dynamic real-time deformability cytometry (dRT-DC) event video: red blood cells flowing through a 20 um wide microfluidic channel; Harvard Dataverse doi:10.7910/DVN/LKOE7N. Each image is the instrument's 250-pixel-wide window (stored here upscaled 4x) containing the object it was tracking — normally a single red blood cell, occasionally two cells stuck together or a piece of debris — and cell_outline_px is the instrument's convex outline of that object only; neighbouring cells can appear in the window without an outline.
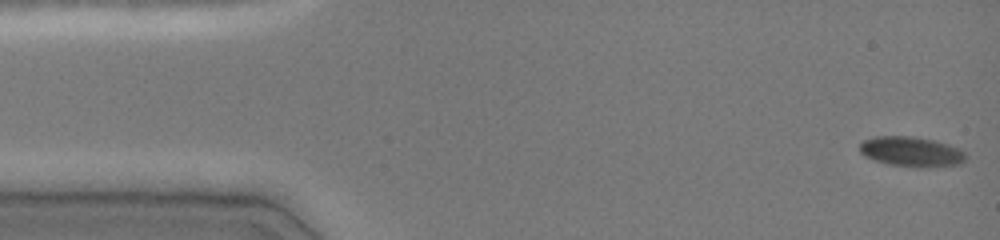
{"species": "common noctule bat (a hibernating species)", "species_latin": "Nyctalus noctula", "temperature_condition": "cold", "stored_images_in_passage": 47, "camera_frame_rate_fps": 3000, "um_per_image_px": 0.085, "animal": {"sex": "female", "body_mass_g": 19.0, "forearm_length_mm": 51.5}, "frame": {"image": 1, "passage_image": 1, "time_ms": 0.0, "image_size_px": [1000, 240], "cell_outline_px": [[968, 156], [960, 164], [928, 168], [916, 168], [888, 164], [864, 156], [860, 152], [860, 144], [864, 140], [876, 136], [912, 136], [936, 140], [948, 144], [964, 152]], "centroid_in_image_um": [77.48, 12.9], "position_along_channel_um": 7.5, "area_um2": 18.73}}
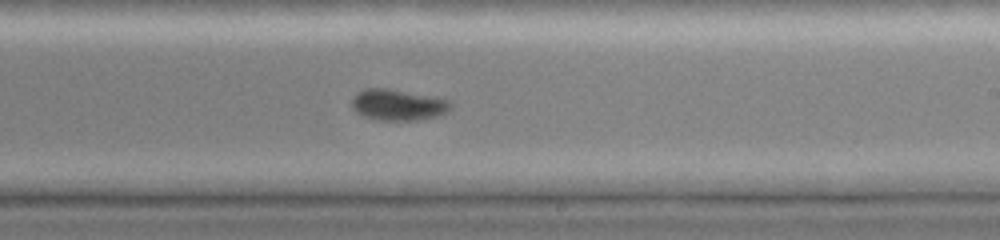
{"frame": {"image": 2, "passage_image": 28, "time_ms": 9.0, "image_size_px": [1000, 240], "cell_outline_px": [[452, 108], [448, 112], [424, 120], [376, 120], [364, 116], [356, 112], [352, 108], [352, 96], [356, 92], [364, 88], [388, 88], [432, 96], [448, 100], [452, 104]], "centroid_in_image_um": [33.82, 8.91], "position_along_channel_um": 255.2, "area_um2": 18.21}}
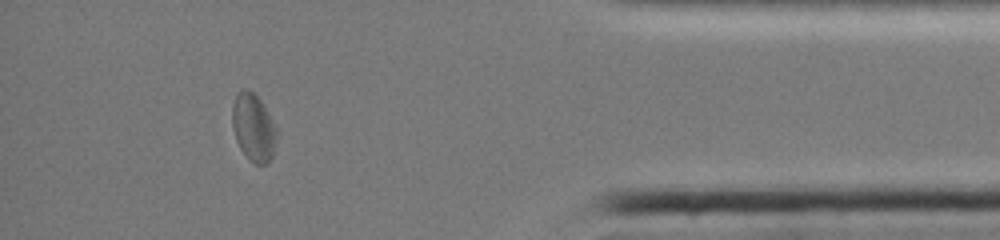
{"frame": {"image": 3, "passage_image": 42, "time_ms": 13.667, "image_size_px": [1000, 240], "cell_outline_px": [[276, 140], [272, 156], [268, 164], [256, 164], [248, 160], [240, 148], [236, 140], [232, 128], [232, 104], [236, 92], [244, 88], [252, 92], [260, 100], [276, 128]], "centroid_in_image_um": [21.51, 10.85], "position_along_channel_um": 413.7, "area_um2": 17.46}, "authors_computed_cell_mechanics": {"area_um2": 17.918, "velocity_mm_per_s": 4.0249, "shape_relaxation_time_tau1_ms": 1.3436, "shape_relaxation_time_tau2_ms": null, "deformation_change_tau1": 0.057, "deformation_change_tau2": null}}